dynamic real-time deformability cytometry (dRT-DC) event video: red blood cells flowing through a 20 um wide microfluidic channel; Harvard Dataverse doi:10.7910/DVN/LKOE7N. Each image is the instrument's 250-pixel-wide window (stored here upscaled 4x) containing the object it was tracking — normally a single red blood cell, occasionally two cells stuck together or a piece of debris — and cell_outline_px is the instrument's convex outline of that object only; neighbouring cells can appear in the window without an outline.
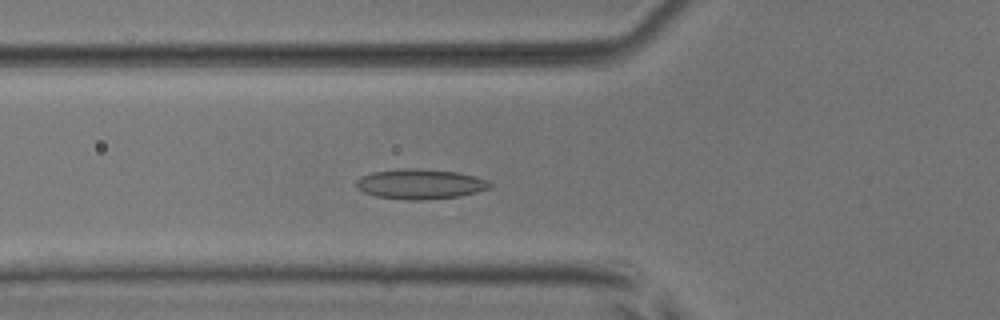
{"species": "common noctule bat (a hibernating species)", "species_latin": "Nyctalus noctula", "temperature_condition": "room temperature", "stored_images_in_passage": 51, "camera_frame_rate_fps": 3000, "um_per_image_px": 0.085, "animal": {"sex": "male", "body_mass_g": 17.9, "forearm_length_mm": 54.2}, "frame": {"image": 1, "passage_image": 18, "time_ms": 5.667, "image_size_px": [1000, 320], "cell_outline_px": [[492, 188], [460, 196], [424, 200], [408, 200], [376, 196], [364, 192], [356, 188], [356, 180], [360, 176], [372, 172], [404, 168], [420, 168], [456, 172], [476, 176], [488, 180], [492, 184]], "centroid_in_image_um": [35.73, 15.64], "position_along_channel_um": 90.1, "area_um2": 23.58}}
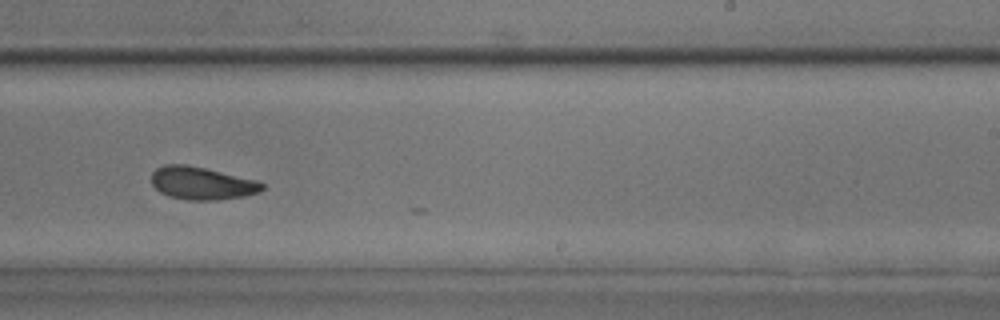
{"frame": {"image": 2, "passage_image": 32, "time_ms": 10.333, "image_size_px": [1000, 320], "cell_outline_px": [[264, 188], [260, 192], [244, 196], [216, 200], [188, 200], [168, 196], [160, 192], [152, 184], [152, 172], [156, 168], [164, 164], [184, 164], [204, 168], [256, 180], [264, 184]], "centroid_in_image_um": [17.14, 15.58], "position_along_channel_um": 271.9, "area_um2": 21.04}}
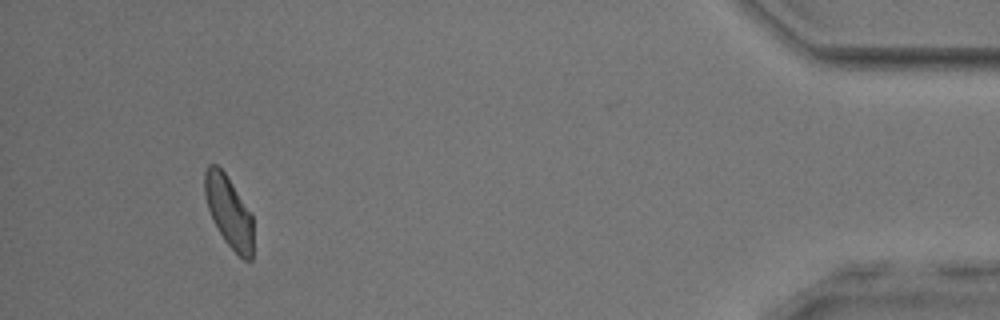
{"frame": {"image": 3, "passage_image": 48, "time_ms": 15.667, "image_size_px": [1000, 320], "cell_outline_px": [[252, 260], [244, 260], [224, 240], [212, 220], [208, 208], [204, 192], [204, 172], [208, 164], [216, 164], [224, 172], [252, 212]], "centroid_in_image_um": [19.44, 17.96], "position_along_channel_um": 415.8, "area_um2": 20.17}, "authors_computed_cell_mechanics": {"area_um2": 21.6172, "velocity_mm_per_s": 3.9117, "shape_relaxation_time_tau1_ms": 6.2716, "shape_relaxation_time_tau2_ms": 2.3356, "deformation_change_tau1": 0.126, "deformation_change_tau2": 0.0855}}